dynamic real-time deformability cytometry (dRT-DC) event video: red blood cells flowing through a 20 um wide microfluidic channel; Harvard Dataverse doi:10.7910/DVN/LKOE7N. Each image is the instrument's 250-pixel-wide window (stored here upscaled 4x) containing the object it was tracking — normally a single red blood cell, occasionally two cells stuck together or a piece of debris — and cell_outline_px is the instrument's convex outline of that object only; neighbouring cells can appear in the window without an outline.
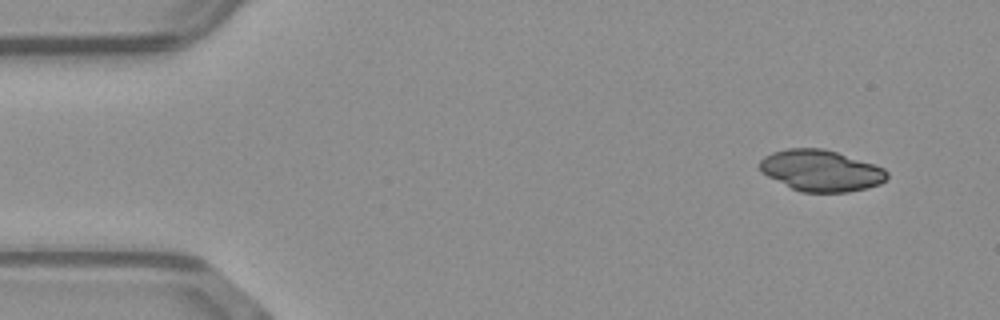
{"species": "common noctule bat (a hibernating species)", "species_latin": "Nyctalus noctula", "temperature_condition": "warm", "stored_images_in_passage": 2, "camera_frame_rate_fps": 3000, "um_per_image_px": 0.085, "animal": {"sex": "male", "body_mass_g": 23.1, "forearm_length_mm": 52.7}, "frame": {"image": 1, "passage_image": 1, "time_ms": 0.0, "image_size_px": [1000, 320], "cell_outline_px": [[888, 176], [880, 184], [868, 188], [848, 192], [800, 192], [760, 172], [756, 164], [764, 156], [772, 152], [788, 148], [824, 148], [884, 168], [888, 172]], "centroid_in_image_um": [69.74, 14.5], "position_along_channel_um": 15.3, "area_um2": 30.63}}